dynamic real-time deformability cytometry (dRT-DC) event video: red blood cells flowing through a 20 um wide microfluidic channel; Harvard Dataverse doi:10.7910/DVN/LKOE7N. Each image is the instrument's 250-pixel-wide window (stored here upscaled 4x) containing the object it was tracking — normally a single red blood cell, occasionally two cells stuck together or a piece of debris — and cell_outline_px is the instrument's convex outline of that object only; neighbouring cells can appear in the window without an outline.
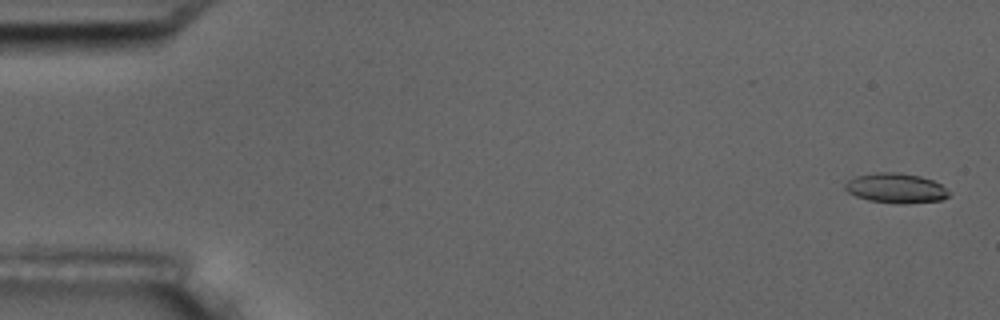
{"species": "common noctule bat (a hibernating species)", "species_latin": "Nyctalus noctula", "temperature_condition": "room temperature", "stored_images_in_passage": 10, "camera_frame_rate_fps": 3000, "um_per_image_px": 0.085, "animal": {"sex": "male", "body_mass_g": 17.5, "forearm_length_mm": 52.3}, "frame": {"image": 1, "passage_image": 1, "time_ms": 0.0, "image_size_px": [1000, 320], "cell_outline_px": [[948, 196], [940, 200], [904, 204], [896, 204], [868, 200], [856, 196], [848, 192], [844, 188], [844, 184], [848, 180], [856, 176], [876, 172], [896, 172], [920, 176], [932, 180], [940, 184], [948, 192]], "centroid_in_image_um": [76.1, 15.99], "position_along_channel_um": 8.9, "area_um2": 17.98}}
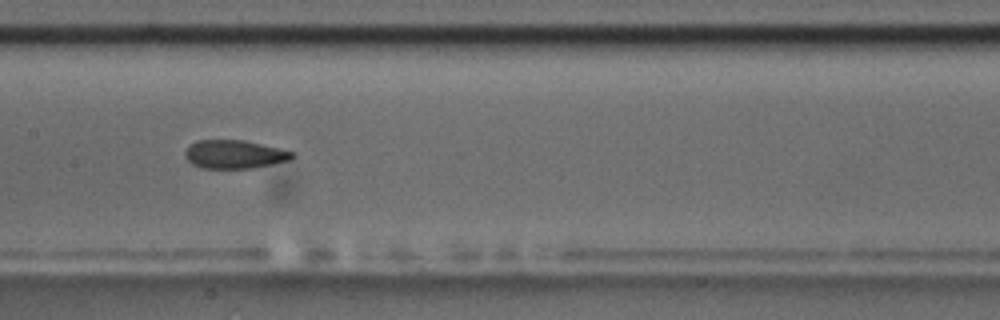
{"frame": {"image": 2, "passage_image": 9, "time_ms": 9.0, "image_size_px": [1000, 320], "cell_outline_px": [[296, 156], [292, 160], [252, 168], [200, 168], [192, 164], [184, 156], [184, 152], [188, 144], [196, 140], [244, 140], [280, 148], [296, 152]], "centroid_in_image_um": [19.94, 13.11], "position_along_channel_um": 187.5, "area_um2": 18.09}}
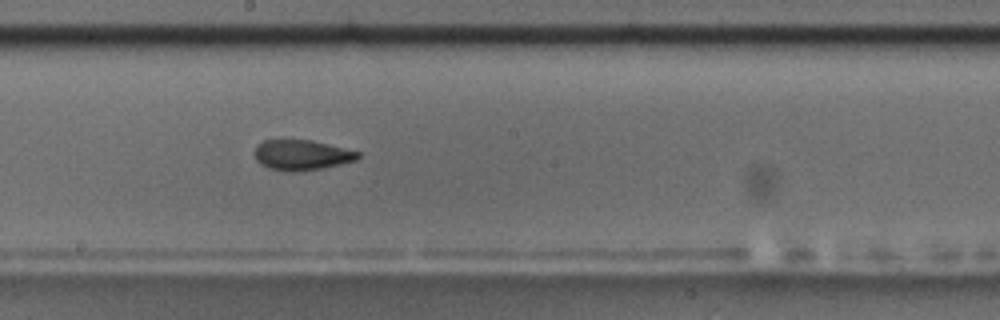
{"frame": {"image": 3, "passage_image": 10, "time_ms": 10.0, "image_size_px": [1000, 320], "cell_outline_px": [[360, 156], [356, 160], [324, 168], [296, 172], [288, 172], [268, 168], [260, 164], [256, 160], [252, 152], [256, 144], [264, 140], [312, 140], [360, 152]], "centroid_in_image_um": [25.59, 13.18], "position_along_channel_um": 222.6, "area_um2": 18.5}}